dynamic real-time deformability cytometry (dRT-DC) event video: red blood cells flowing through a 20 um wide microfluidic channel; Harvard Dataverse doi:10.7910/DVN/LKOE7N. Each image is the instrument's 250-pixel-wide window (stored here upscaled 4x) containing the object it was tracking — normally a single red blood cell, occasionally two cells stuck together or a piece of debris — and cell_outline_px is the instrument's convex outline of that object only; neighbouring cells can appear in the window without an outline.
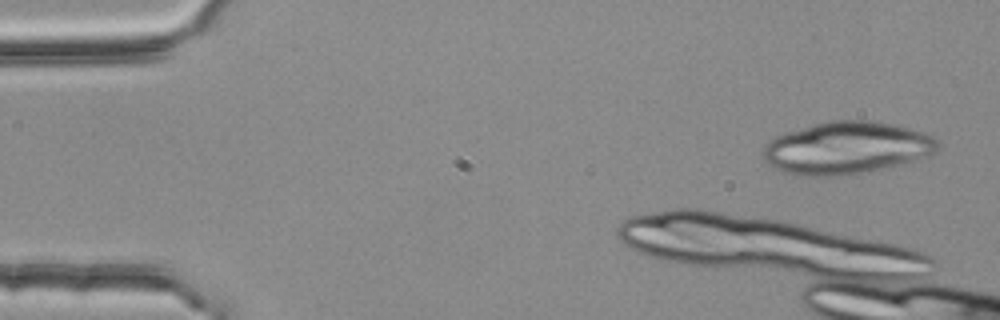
{"species": "common noctule bat (a hibernating species)", "species_latin": "Nyctalus noctula", "temperature_condition": "room temperature", "stored_images_in_passage": 2, "camera_frame_rate_fps": 3000, "um_per_image_px": 0.085, "animal": {"sex": "female", "body_mass_g": 25.1}, "frame": {"image": 1, "passage_image": 1, "time_ms": 0.0, "image_size_px": [1000, 320], "cell_outline_px": [[940, 148], [924, 156], [912, 160], [884, 168], [840, 176], [804, 176], [780, 172], [772, 168], [760, 156], [764, 144], [768, 140], [784, 132], [812, 124], [828, 120], [872, 120], [896, 124], [924, 132], [932, 136], [940, 144]], "centroid_in_image_um": [71.87, 12.56], "position_along_channel_um": 13.1, "area_um2": 53.75}}